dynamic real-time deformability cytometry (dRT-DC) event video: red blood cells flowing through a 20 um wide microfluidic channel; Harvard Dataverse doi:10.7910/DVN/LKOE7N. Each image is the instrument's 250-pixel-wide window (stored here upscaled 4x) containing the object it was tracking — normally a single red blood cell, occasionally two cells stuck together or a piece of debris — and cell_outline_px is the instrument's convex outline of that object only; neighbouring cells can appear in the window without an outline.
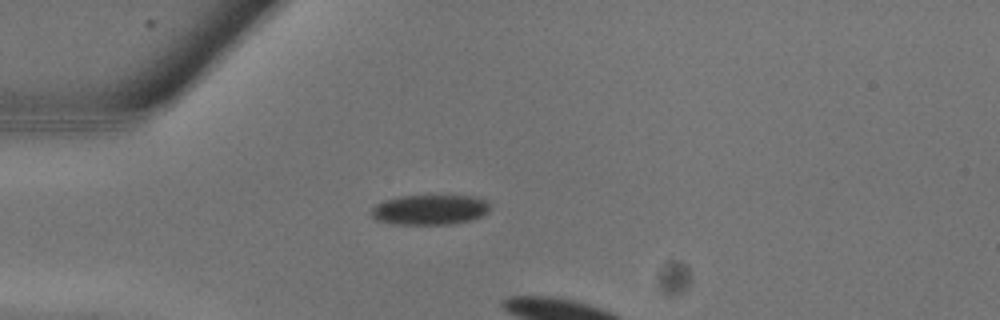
{"species": "common noctule bat (a hibernating species)", "species_latin": "Nyctalus noctula", "temperature_condition": "warm", "stored_images_in_passage": 3, "camera_frame_rate_fps": 3000, "um_per_image_px": 0.085, "animal": {"sex": "male", "body_mass_g": 13.3}, "frame": {"image": 1, "passage_image": 1, "time_ms": 0.0, "image_size_px": [1000, 320], "cell_outline_px": [[488, 212], [472, 220], [452, 224], [392, 224], [376, 220], [372, 216], [372, 208], [376, 204], [384, 200], [400, 196], [472, 196], [484, 200], [488, 204]], "centroid_in_image_um": [36.5, 17.83], "position_along_channel_um": 48.5, "area_um2": 20.63}}